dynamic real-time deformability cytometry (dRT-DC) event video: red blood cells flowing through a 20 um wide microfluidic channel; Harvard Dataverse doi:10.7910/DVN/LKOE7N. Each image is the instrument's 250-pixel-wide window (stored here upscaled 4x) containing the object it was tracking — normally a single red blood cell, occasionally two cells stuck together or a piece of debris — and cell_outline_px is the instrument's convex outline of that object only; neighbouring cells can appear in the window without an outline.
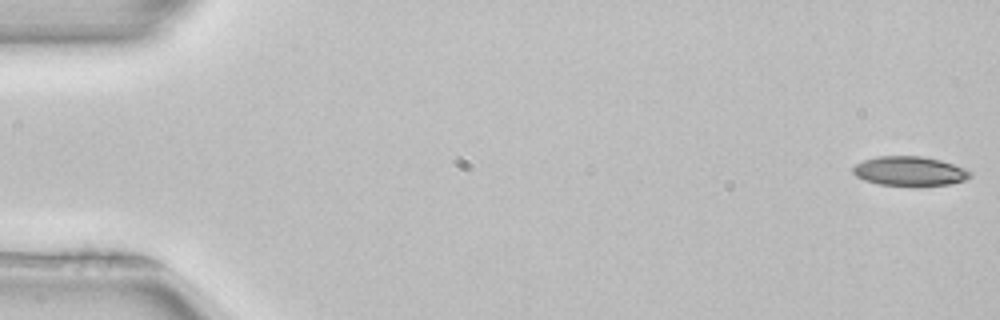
{"species": "common noctule bat (a hibernating species)", "species_latin": "Nyctalus noctula", "temperature_condition": "room temperature", "stored_images_in_passage": 52, "camera_frame_rate_fps": 3000, "um_per_image_px": 0.085, "animal": {"sex": "female", "body_mass_g": 22.7, "forearm_length_mm": 54.2}, "frame": {"image": 1, "passage_image": 1, "time_ms": 0.0, "image_size_px": [1000, 320], "cell_outline_px": [[972, 176], [964, 180], [948, 184], [880, 184], [864, 180], [856, 176], [852, 172], [852, 168], [856, 164], [864, 160], [876, 156], [920, 156], [940, 160], [964, 168], [972, 172]], "centroid_in_image_um": [77.29, 14.52], "position_along_channel_um": 7.7, "area_um2": 19.54}}
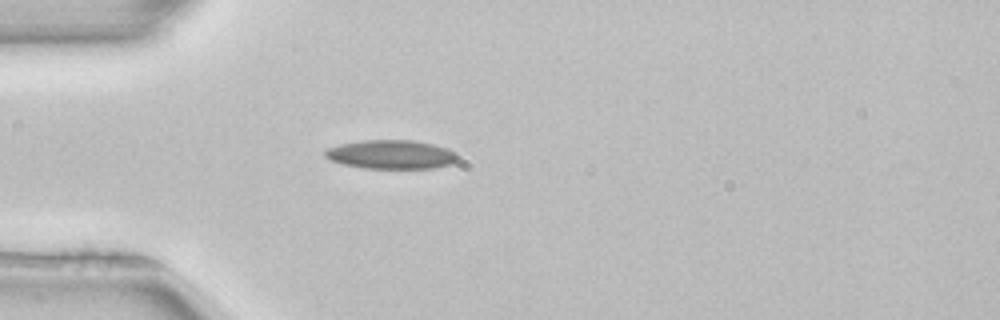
{"frame": {"image": 2, "passage_image": 15, "time_ms": 4.667, "image_size_px": [1000, 320], "cell_outline_px": [[456, 160], [452, 164], [432, 168], [364, 168], [344, 164], [332, 160], [324, 156], [324, 152], [328, 148], [340, 144], [364, 140], [412, 140], [432, 144], [448, 148], [456, 152]], "centroid_in_image_um": [33.26, 13.12], "position_along_channel_um": 51.7, "area_um2": 22.14}}
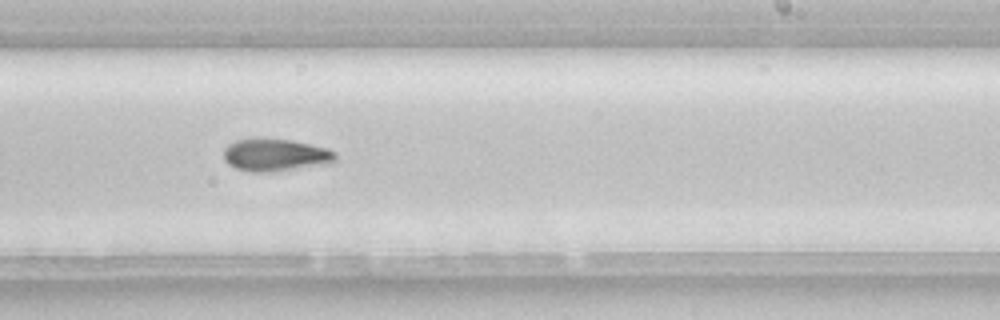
{"frame": {"image": 3, "passage_image": 32, "time_ms": 10.333, "image_size_px": [1000, 320], "cell_outline_px": [[336, 160], [332, 164], [264, 172], [248, 172], [236, 168], [228, 164], [224, 160], [224, 148], [228, 144], [236, 140], [292, 140], [324, 148], [336, 152]], "centroid_in_image_um": [23.42, 13.2], "position_along_channel_um": 265.6, "area_um2": 20.75}, "authors_computed_cell_mechanics": {"area_um2": 20.5768, "velocity_mm_per_s": 3.9629, "shape_relaxation_time_tau1_ms": 11.3538, "shape_relaxation_time_tau2_ms": null, "deformation_change_tau1": 0.2209, "deformation_change_tau2": null}}